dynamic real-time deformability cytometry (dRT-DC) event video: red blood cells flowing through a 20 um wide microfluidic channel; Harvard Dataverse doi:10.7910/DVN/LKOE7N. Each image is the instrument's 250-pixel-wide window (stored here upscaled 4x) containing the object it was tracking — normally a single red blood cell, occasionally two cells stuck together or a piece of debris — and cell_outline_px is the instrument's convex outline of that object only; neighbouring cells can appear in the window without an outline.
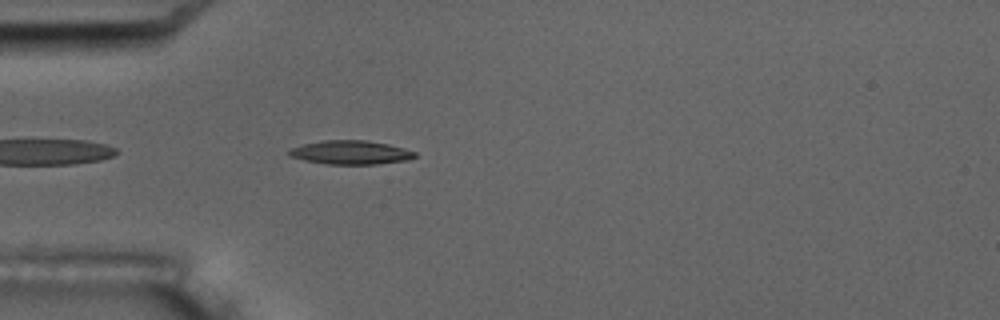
{"species": "common noctule bat (a hibernating species)", "species_latin": "Nyctalus noctula", "temperature_condition": "room temperature", "stored_images_in_passage": 4, "camera_frame_rate_fps": 3000, "um_per_image_px": 0.085, "animal": {"sex": "male", "body_mass_g": 17.5, "forearm_length_mm": 52.3}, "frame": {"image": 1, "passage_image": 4, "time_ms": 3.333, "image_size_px": [1000, 320], "cell_outline_px": [[416, 156], [408, 160], [376, 164], [328, 164], [304, 160], [288, 156], [288, 148], [304, 144], [324, 140], [364, 140], [388, 144], [404, 148], [416, 152]], "centroid_in_image_um": [29.78, 12.96], "position_along_channel_um": 55.2, "area_um2": 17.46}}